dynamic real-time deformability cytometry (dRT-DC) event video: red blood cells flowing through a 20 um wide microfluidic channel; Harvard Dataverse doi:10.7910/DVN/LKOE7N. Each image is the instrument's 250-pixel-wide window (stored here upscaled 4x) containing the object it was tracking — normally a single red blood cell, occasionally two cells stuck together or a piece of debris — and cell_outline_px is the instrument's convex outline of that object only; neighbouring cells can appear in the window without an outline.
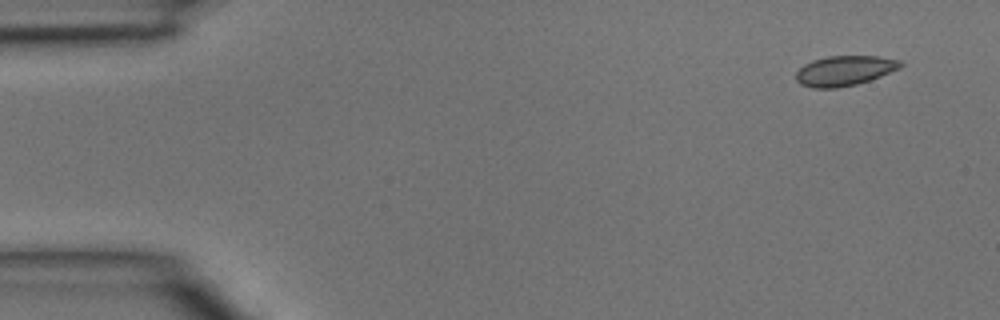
{"species": "common noctule bat (a hibernating species)", "species_latin": "Nyctalus noctula", "temperature_condition": "room temperature", "stored_images_in_passage": 4, "camera_frame_rate_fps": 3000, "um_per_image_px": 0.085, "animal": {"sex": "male", "body_mass_g": 15.6}, "frame": {"image": 1, "passage_image": 1, "time_ms": 0.0, "image_size_px": [1000, 320], "cell_outline_px": [[904, 64], [900, 68], [880, 76], [856, 84], [836, 88], [812, 88], [800, 84], [796, 80], [796, 72], [804, 64], [812, 60], [828, 56], [876, 56], [904, 60]], "centroid_in_image_um": [71.79, 6.0], "position_along_channel_um": 13.2, "area_um2": 18.32}}